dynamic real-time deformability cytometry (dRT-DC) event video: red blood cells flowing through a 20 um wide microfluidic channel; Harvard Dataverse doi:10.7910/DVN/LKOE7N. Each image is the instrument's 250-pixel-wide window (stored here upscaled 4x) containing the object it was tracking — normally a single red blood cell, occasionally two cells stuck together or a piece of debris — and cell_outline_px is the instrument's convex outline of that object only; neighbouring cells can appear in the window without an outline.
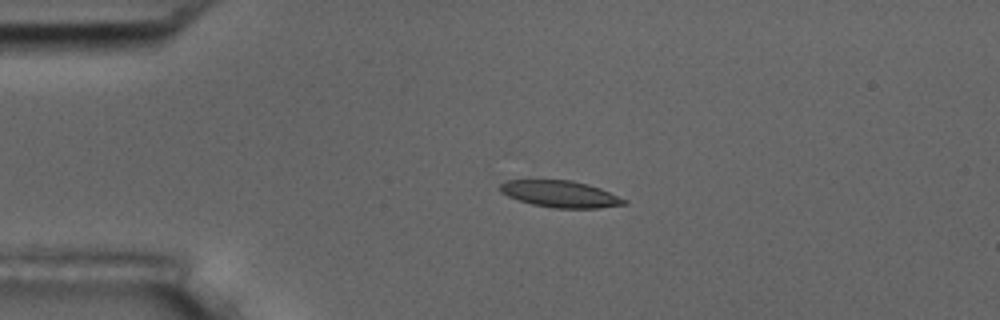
{"species": "common noctule bat (a hibernating species)", "species_latin": "Nyctalus noctula", "temperature_condition": "room temperature", "stored_images_in_passage": 5, "camera_frame_rate_fps": 3000, "um_per_image_px": 0.085, "animal": {"sex": "male", "body_mass_g": 17.5, "forearm_length_mm": 52.3}, "frame": {"image": 1, "passage_image": 4, "time_ms": 3.667, "image_size_px": [1000, 320], "cell_outline_px": [[628, 204], [596, 208], [556, 208], [532, 204], [508, 196], [500, 192], [500, 184], [504, 180], [572, 180], [588, 184], [600, 188], [628, 200]], "centroid_in_image_um": [47.64, 16.48], "position_along_channel_um": 37.4, "area_um2": 19.25}}